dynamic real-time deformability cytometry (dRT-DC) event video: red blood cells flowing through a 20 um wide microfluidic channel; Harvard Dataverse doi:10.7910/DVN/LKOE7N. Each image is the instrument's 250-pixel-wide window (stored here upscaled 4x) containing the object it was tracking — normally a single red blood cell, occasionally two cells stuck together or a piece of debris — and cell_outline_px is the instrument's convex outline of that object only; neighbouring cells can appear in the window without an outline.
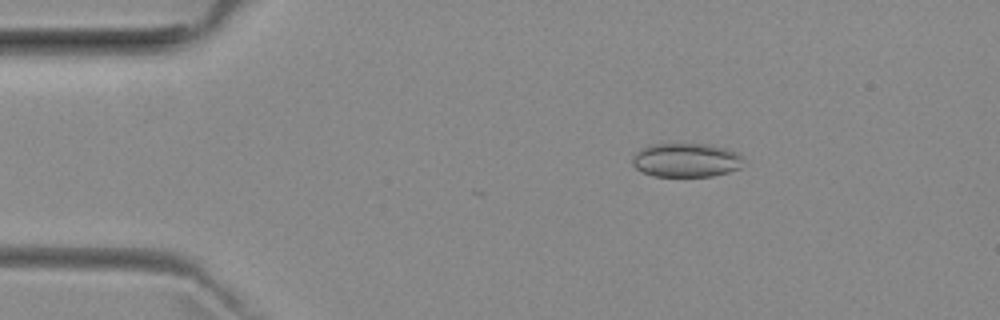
{"species": "common noctule bat (a hibernating species)", "species_latin": "Nyctalus noctula", "temperature_condition": "room temperature", "stored_images_in_passage": 36, "camera_frame_rate_fps": 3000, "um_per_image_px": 0.085, "animal": {"sex": "female", "body_mass_g": 29.2, "forearm_length_mm": 56.3}, "frame": {"image": 1, "passage_image": 5, "time_ms": 1.333, "image_size_px": [1000, 320], "cell_outline_px": [[740, 168], [728, 172], [712, 176], [656, 176], [644, 172], [636, 168], [632, 164], [632, 156], [640, 148], [652, 144], [704, 144], [724, 148], [736, 152], [740, 156]], "centroid_in_image_um": [58.26, 13.61], "position_along_channel_um": 26.7, "area_um2": 21.68}}
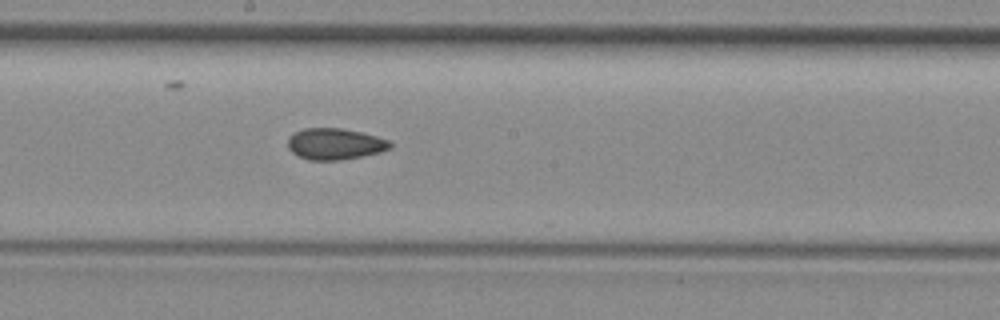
{"frame": {"image": 2, "passage_image": 24, "time_ms": 7.667, "image_size_px": [1000, 320], "cell_outline_px": [[392, 148], [380, 152], [364, 156], [340, 160], [308, 160], [296, 156], [288, 148], [288, 136], [304, 128], [340, 128], [360, 132], [376, 136], [388, 140], [392, 144]], "centroid_in_image_um": [28.45, 12.24], "position_along_channel_um": 219.7, "area_um2": 18.79}}
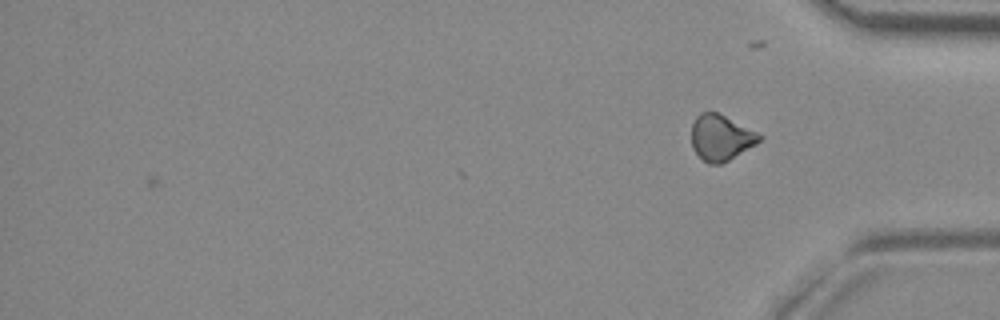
{"frame": {"image": 3, "passage_image": 36, "time_ms": 11.667, "image_size_px": [1000, 320], "cell_outline_px": [[764, 136], [756, 144], [728, 160], [720, 164], [708, 164], [692, 148], [692, 124], [696, 116], [700, 112], [716, 112]], "centroid_in_image_um": [61.25, 11.7], "position_along_channel_um": 373.9, "area_um2": 17.74}, "authors_computed_cell_mechanics": {"area_um2": 19.1318, "velocity_mm_per_s": 3.9683, "shape_relaxation_time_tau1_ms": null, "shape_relaxation_time_tau2_ms": 4.0785, "deformation_change_tau1": null, "deformation_change_tau2": 0.0926}}